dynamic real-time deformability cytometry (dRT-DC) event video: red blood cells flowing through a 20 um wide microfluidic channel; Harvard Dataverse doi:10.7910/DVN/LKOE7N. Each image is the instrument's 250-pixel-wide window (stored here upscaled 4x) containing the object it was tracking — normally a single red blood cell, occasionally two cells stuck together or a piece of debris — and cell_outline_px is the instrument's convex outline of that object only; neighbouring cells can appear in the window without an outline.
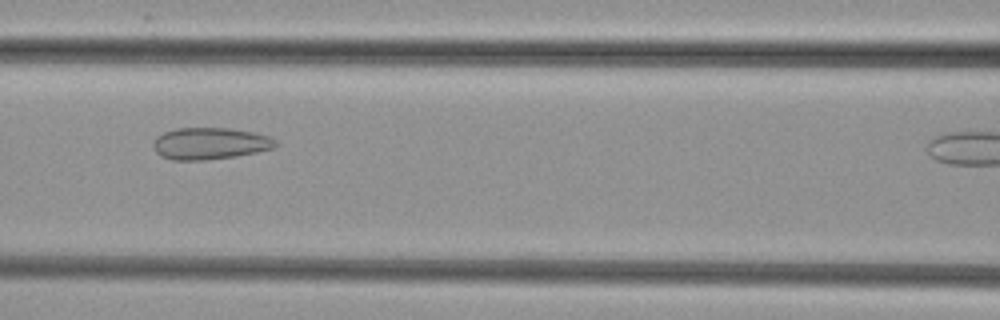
{"species": "common noctule bat (a hibernating species)", "species_latin": "Nyctalus noctula", "temperature_condition": "cold", "stored_images_in_passage": 33, "camera_frame_rate_fps": 3000, "um_per_image_px": 0.085, "animal": {"sex": "female", "body_mass_g": 29.2, "forearm_length_mm": 56.3}, "frame": {"image": 1, "passage_image": 14, "time_ms": 4.333, "image_size_px": [1000, 320], "cell_outline_px": [[276, 148], [236, 156], [204, 160], [172, 160], [160, 156], [152, 148], [152, 144], [156, 136], [164, 132], [176, 128], [228, 128], [252, 132], [268, 136], [276, 140]], "centroid_in_image_um": [17.81, 12.2], "position_along_channel_um": 148.8, "area_um2": 22.77}}
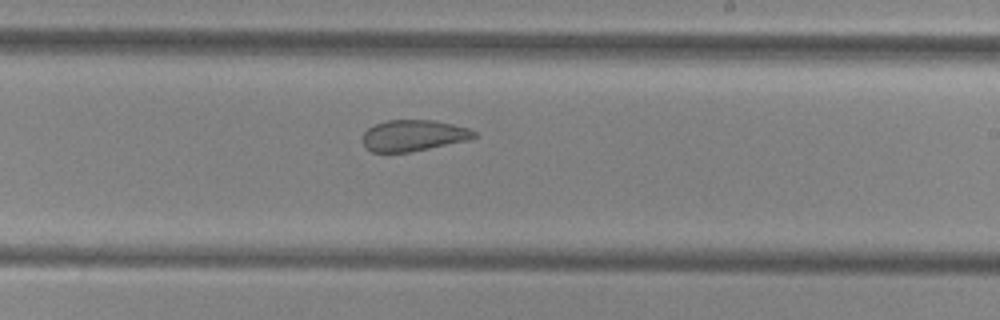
{"frame": {"image": 2, "passage_image": 22, "time_ms": 7.0, "image_size_px": [1000, 320], "cell_outline_px": [[480, 136], [468, 140], [412, 152], [372, 152], [364, 148], [364, 132], [368, 128], [376, 124], [388, 120], [436, 120], [468, 128], [476, 132]], "centroid_in_image_um": [35.17, 11.52], "position_along_channel_um": 253.8, "area_um2": 20.35}}
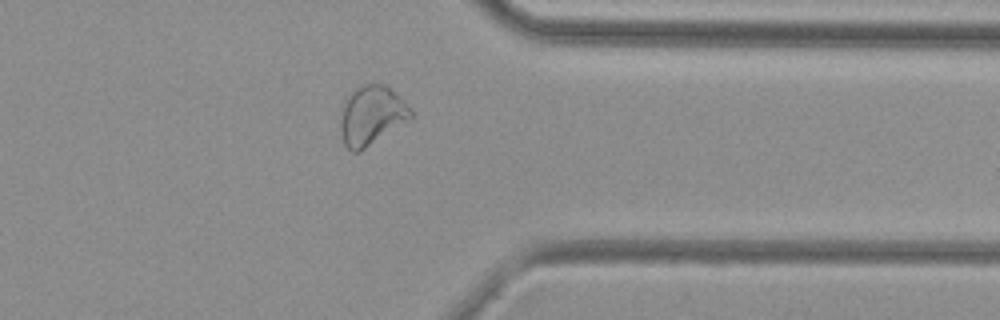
{"frame": {"image": 3, "passage_image": 32, "time_ms": 10.333, "image_size_px": [1000, 320], "cell_outline_px": [[412, 116], [360, 152], [352, 152], [344, 144], [340, 128], [340, 108], [348, 96], [356, 88], [364, 84], [384, 84], [400, 96], [412, 112]], "centroid_in_image_um": [31.52, 9.81], "position_along_channel_um": 379.9, "area_um2": 23.87}}